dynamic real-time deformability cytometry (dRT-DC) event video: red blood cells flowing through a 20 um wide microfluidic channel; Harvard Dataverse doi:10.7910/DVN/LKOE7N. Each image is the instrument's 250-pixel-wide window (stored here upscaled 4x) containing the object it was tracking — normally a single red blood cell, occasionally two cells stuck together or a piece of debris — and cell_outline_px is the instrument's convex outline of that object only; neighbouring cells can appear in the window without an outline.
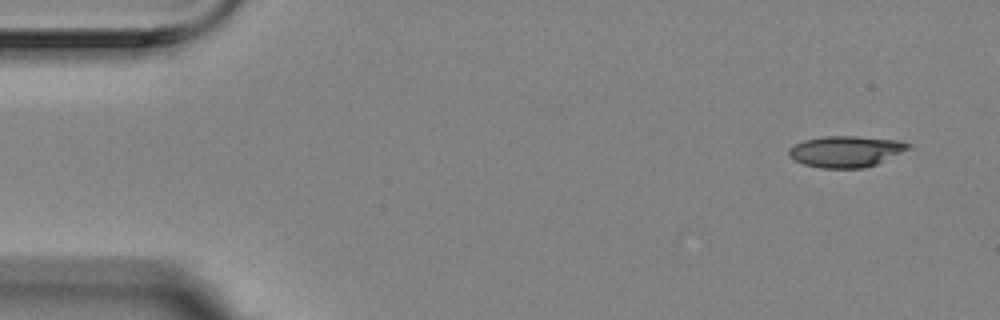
{"species": "Egyptian fruit bat (a non-hibernating species)", "species_latin": "Rousettus aegyptiacus", "temperature_condition": "room temperature", "stored_images_in_passage": 4, "camera_frame_rate_fps": 3000, "um_per_image_px": 0.085, "animal": {"sex": "female"}, "frame": {"image": 1, "passage_image": 1, "time_ms": 0.0, "image_size_px": [1000, 320], "cell_outline_px": [[912, 148], [876, 164], [864, 168], [820, 168], [804, 164], [792, 160], [788, 156], [788, 148], [804, 140], [824, 136], [856, 136], [900, 140], [912, 144]], "centroid_in_image_um": [71.91, 12.87], "position_along_channel_um": 13.1, "area_um2": 21.96}}
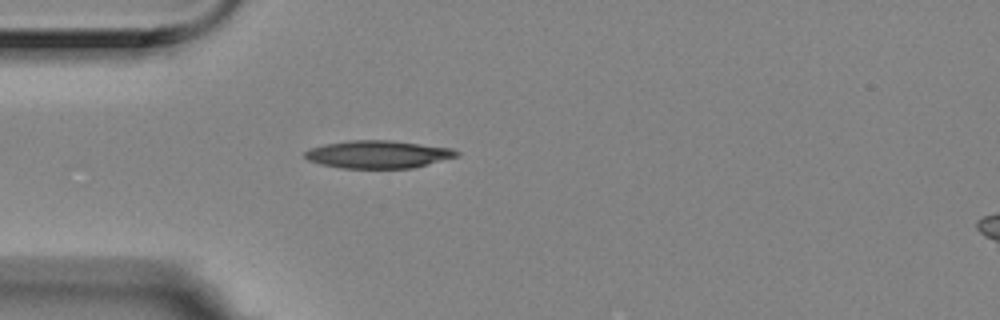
{"frame": {"image": 2, "passage_image": 4, "time_ms": 1.0, "image_size_px": [1000, 320], "cell_outline_px": [[460, 156], [412, 168], [340, 168], [320, 164], [308, 160], [304, 156], [304, 152], [312, 148], [324, 144], [348, 140], [388, 140], [452, 148], [460, 152]], "centroid_in_image_um": [32.14, 13.12], "position_along_channel_um": 52.9, "area_um2": 24.51}}